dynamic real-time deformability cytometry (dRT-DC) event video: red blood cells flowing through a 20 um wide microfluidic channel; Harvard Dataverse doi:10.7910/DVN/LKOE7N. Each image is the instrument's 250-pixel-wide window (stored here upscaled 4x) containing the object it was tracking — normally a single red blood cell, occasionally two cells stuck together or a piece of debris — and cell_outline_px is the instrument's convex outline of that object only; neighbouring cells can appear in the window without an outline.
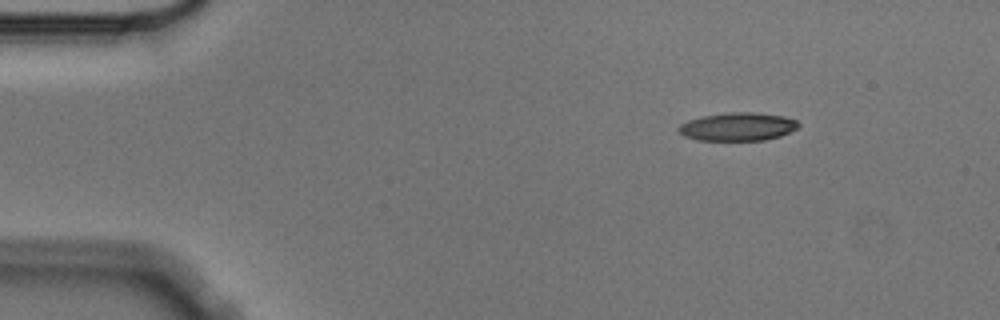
{"species": "Egyptian fruit bat (a non-hibernating species)", "species_latin": "Rousettus aegyptiacus", "temperature_condition": "cold", "stored_images_in_passage": 4, "camera_frame_rate_fps": 3000, "um_per_image_px": 0.085, "animal": {"sex": "male"}, "frame": {"image": 1, "passage_image": 1, "time_ms": 0.0, "image_size_px": [1000, 320], "cell_outline_px": [[800, 124], [796, 128], [780, 136], [764, 140], [696, 140], [684, 136], [676, 128], [680, 124], [688, 120], [700, 116], [728, 112], [752, 112], [784, 116], [796, 120]], "centroid_in_image_um": [62.67, 10.76], "position_along_channel_um": 22.3, "area_um2": 19.71}}
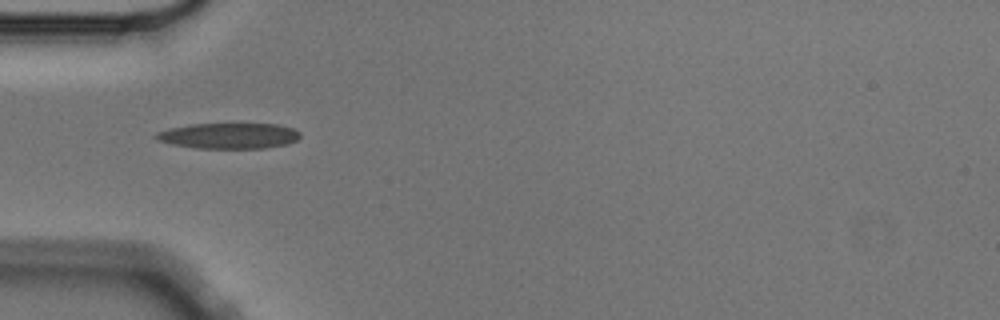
{"frame": {"image": 2, "passage_image": 4, "time_ms": 1.0, "image_size_px": [1000, 320], "cell_outline_px": [[300, 136], [296, 140], [288, 144], [264, 148], [196, 148], [172, 144], [156, 140], [152, 136], [156, 132], [168, 128], [192, 124], [276, 124], [292, 128], [300, 132]], "centroid_in_image_um": [19.41, 11.54], "position_along_channel_um": 65.6, "area_um2": 21.62}}